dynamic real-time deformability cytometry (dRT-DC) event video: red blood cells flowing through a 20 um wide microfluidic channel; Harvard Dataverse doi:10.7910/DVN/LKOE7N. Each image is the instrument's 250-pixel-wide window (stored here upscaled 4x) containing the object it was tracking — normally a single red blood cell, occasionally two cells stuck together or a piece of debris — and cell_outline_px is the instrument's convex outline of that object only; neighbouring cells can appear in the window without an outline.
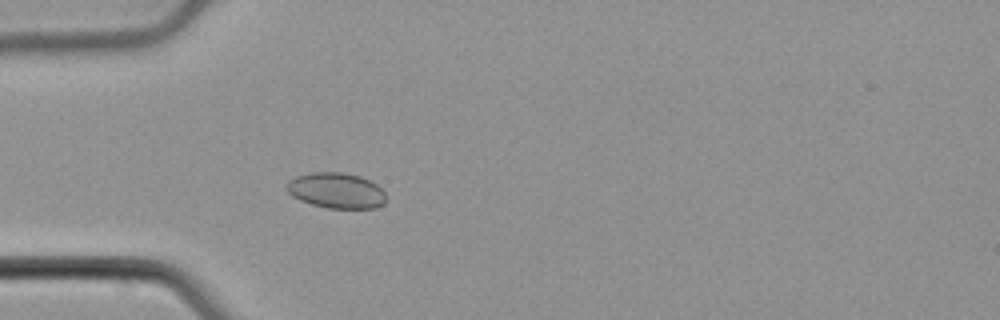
{"species": "common noctule bat (a hibernating species)", "species_latin": "Nyctalus noctula", "temperature_condition": "cold", "stored_images_in_passage": 51, "camera_frame_rate_fps": 3000, "um_per_image_px": 0.085, "animal": {"sex": "male", "body_mass_g": 21.5, "forearm_length_mm": 52.0}, "frame": {"image": 1, "passage_image": 13, "time_ms": 4.0, "image_size_px": [1000, 320], "cell_outline_px": [[384, 204], [376, 208], [328, 208], [312, 204], [300, 200], [292, 196], [284, 188], [288, 180], [296, 176], [312, 172], [344, 172], [360, 176], [376, 184], [384, 192]], "centroid_in_image_um": [28.54, 16.19], "position_along_channel_um": 56.5, "area_um2": 20.63}}
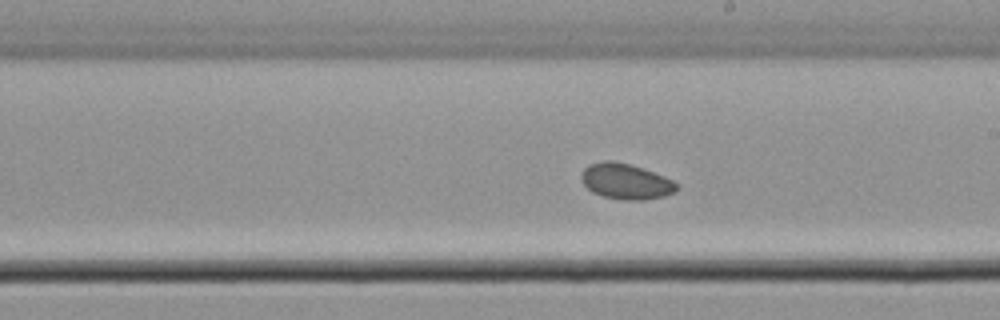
{"frame": {"image": 2, "passage_image": 28, "time_ms": 9.0, "image_size_px": [1000, 320], "cell_outline_px": [[680, 188], [676, 192], [664, 196], [644, 200], [624, 200], [604, 196], [592, 192], [584, 184], [580, 176], [584, 168], [588, 164], [604, 160], [612, 160], [628, 164], [664, 176], [672, 180]], "centroid_in_image_um": [53.19, 15.42], "position_along_channel_um": 235.8, "area_um2": 19.71}}
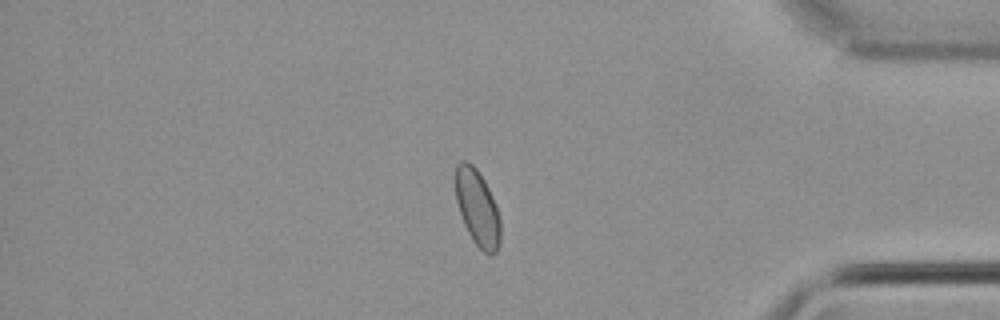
{"frame": {"image": 3, "passage_image": 43, "time_ms": 14.0, "image_size_px": [1000, 320], "cell_outline_px": [[500, 240], [496, 252], [488, 256], [472, 240], [464, 224], [456, 200], [456, 164], [460, 160], [468, 160], [476, 168], [484, 180], [492, 196], [500, 220]], "centroid_in_image_um": [40.57, 17.66], "position_along_channel_um": 394.6, "area_um2": 19.77}}